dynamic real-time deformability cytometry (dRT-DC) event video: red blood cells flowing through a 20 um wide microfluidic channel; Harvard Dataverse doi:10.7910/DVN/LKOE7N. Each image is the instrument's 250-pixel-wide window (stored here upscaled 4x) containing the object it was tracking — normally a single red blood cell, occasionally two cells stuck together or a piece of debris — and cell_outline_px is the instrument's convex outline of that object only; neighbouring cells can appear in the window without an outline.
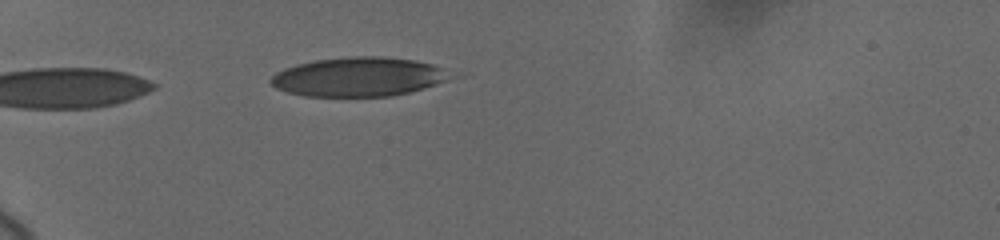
{"species": "human", "species_latin": "Homo sapiens", "temperature_condition": "cold", "stored_images_in_passage": 6, "camera_frame_rate_fps": 3000, "um_per_image_px": 0.085, "donor": {"sex": "female"}, "frame": {"image": 1, "passage_image": 1, "time_ms": 0.0, "image_size_px": [1000, 240], "cell_outline_px": [[444, 80], [436, 84], [424, 88], [392, 96], [304, 96], [288, 92], [276, 88], [268, 80], [276, 72], [284, 68], [296, 64], [316, 60], [352, 56], [384, 56], [416, 60], [432, 64], [440, 68]], "centroid_in_image_um": [30.34, 6.53], "position_along_channel_um": 54.7, "area_um2": 40.34}}
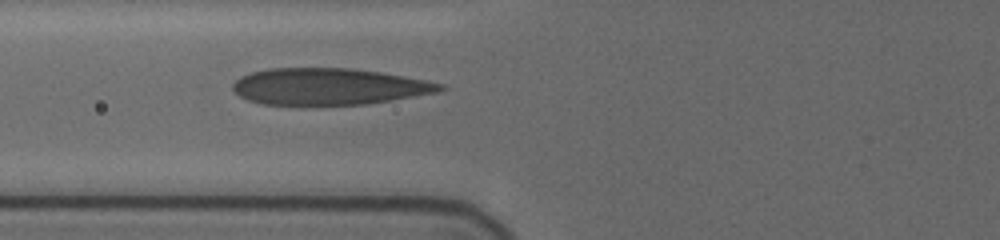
{"frame": {"image": 2, "passage_image": 5, "time_ms": 2.0, "image_size_px": [1000, 240], "cell_outline_px": [[448, 88], [436, 92], [392, 100], [364, 104], [300, 108], [260, 104], [248, 100], [240, 96], [232, 88], [232, 84], [240, 76], [252, 72], [268, 68], [352, 68], [380, 72], [424, 80], [444, 84]], "centroid_in_image_um": [27.87, 7.4], "position_along_channel_um": 97.9, "area_um2": 45.37}}